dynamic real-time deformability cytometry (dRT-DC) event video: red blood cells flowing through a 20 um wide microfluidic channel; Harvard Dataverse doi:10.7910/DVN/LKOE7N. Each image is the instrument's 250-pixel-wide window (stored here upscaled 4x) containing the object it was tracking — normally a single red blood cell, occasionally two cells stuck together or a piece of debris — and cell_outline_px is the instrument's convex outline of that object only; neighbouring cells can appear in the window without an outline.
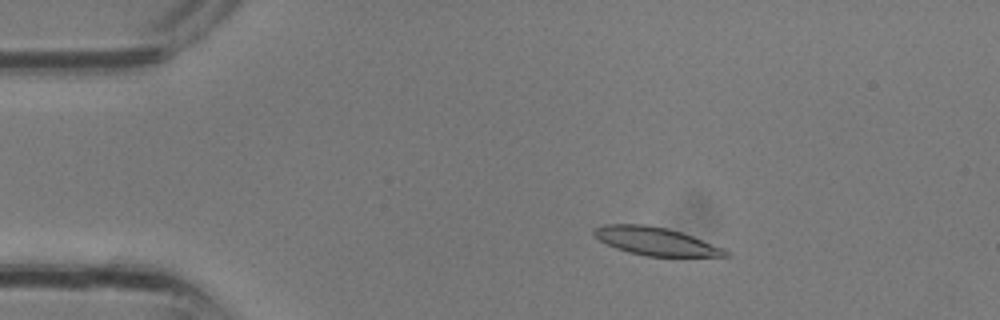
{"species": "common noctule bat (a hibernating species)", "species_latin": "Nyctalus noctula", "temperature_condition": "room temperature", "stored_images_in_passage": 14, "camera_frame_rate_fps": 3000, "um_per_image_px": 0.085, "animal": {"sex": "male", "body_mass_g": 13.3}, "frame": {"image": 1, "passage_image": 6, "time_ms": 1.667, "image_size_px": [1000, 320], "cell_outline_px": [[732, 256], [644, 256], [628, 252], [616, 248], [600, 240], [592, 232], [596, 228], [604, 224], [644, 224], [668, 228], [692, 236], [724, 248], [732, 252]], "centroid_in_image_um": [55.77, 20.51], "position_along_channel_um": 29.2, "area_um2": 21.39}}
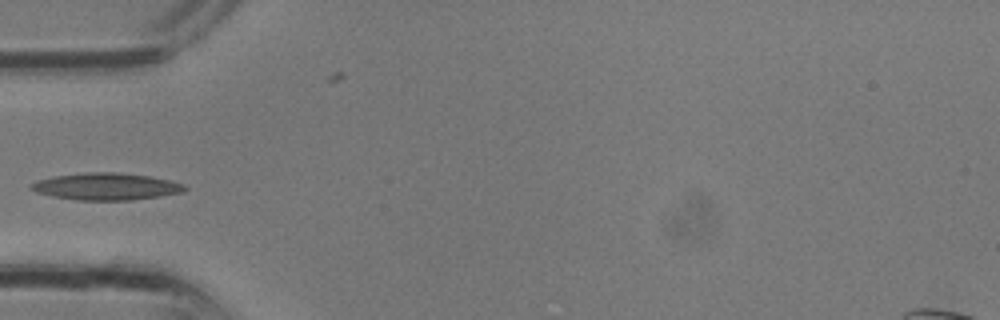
{"frame": {"image": 2, "passage_image": 11, "time_ms": 3.333, "image_size_px": [1000, 320], "cell_outline_px": [[188, 188], [180, 192], [132, 200], [76, 200], [52, 196], [36, 192], [28, 188], [36, 180], [56, 176], [88, 172], [116, 172], [148, 176], [168, 180], [184, 184]], "centroid_in_image_um": [8.97, 15.85], "position_along_channel_um": 76.0, "area_um2": 23.87}}
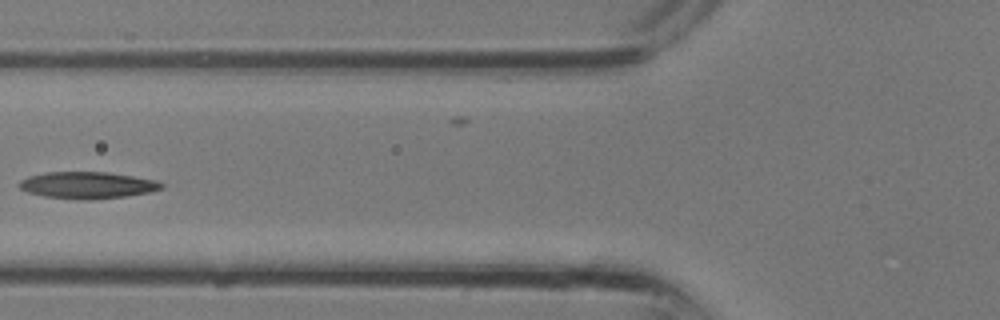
{"frame": {"image": 3, "passage_image": 13, "time_ms": 4.0, "image_size_px": [1000, 320], "cell_outline_px": [[164, 188], [148, 192], [124, 196], [92, 200], [80, 200], [44, 196], [28, 192], [20, 188], [20, 180], [28, 176], [44, 172], [108, 172], [156, 180], [164, 184]], "centroid_in_image_um": [7.43, 15.74], "position_along_channel_um": 118.4, "area_um2": 22.14}}